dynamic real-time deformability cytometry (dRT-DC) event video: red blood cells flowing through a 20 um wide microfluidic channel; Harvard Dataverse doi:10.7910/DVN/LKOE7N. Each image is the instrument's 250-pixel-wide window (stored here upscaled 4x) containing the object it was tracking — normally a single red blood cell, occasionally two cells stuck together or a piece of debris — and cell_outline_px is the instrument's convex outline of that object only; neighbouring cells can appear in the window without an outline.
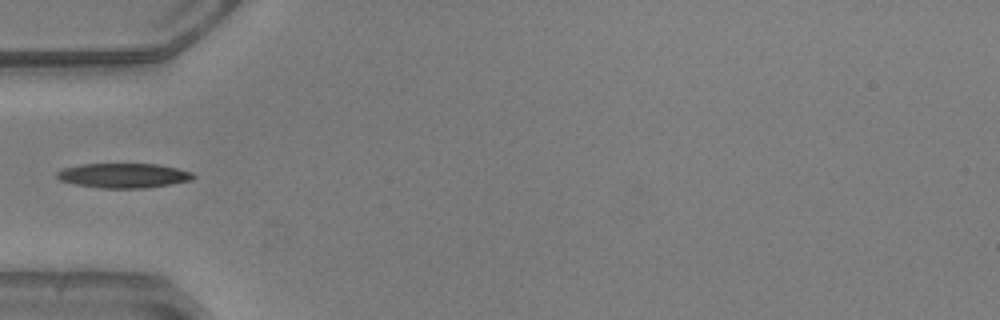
{"species": "common noctule bat (a hibernating species)", "species_latin": "Nyctalus noctula", "temperature_condition": "warm", "stored_images_in_passage": 35, "camera_frame_rate_fps": 3000, "um_per_image_px": 0.085, "animal": {"sex": "male", "body_mass_g": 20.5, "forearm_length_mm": 52.5}, "frame": {"image": 1, "passage_image": 1, "time_ms": 0.0, "image_size_px": [1000, 320], "cell_outline_px": [[196, 176], [192, 180], [144, 188], [100, 188], [76, 184], [60, 180], [56, 176], [56, 172], [64, 168], [80, 164], [156, 164], [176, 168], [192, 172]], "centroid_in_image_um": [10.49, 14.92], "position_along_channel_um": 74.5, "area_um2": 19.42}}
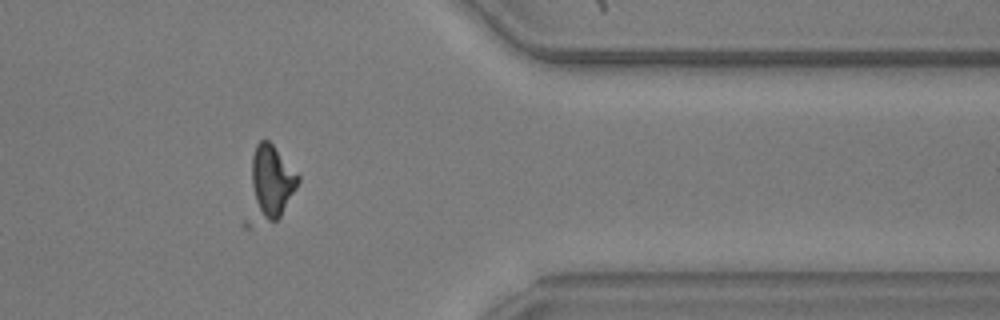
{"frame": {"image": 2, "passage_image": 26, "time_ms": 8.333, "image_size_px": [1000, 320], "cell_outline_px": [[300, 180], [296, 188], [280, 216], [276, 220], [248, 228], [244, 228], [244, 220], [252, 156], [256, 144], [260, 140], [268, 140], [272, 144], [300, 176]], "centroid_in_image_um": [22.83, 15.75], "position_along_channel_um": 388.6, "area_um2": 23.0}}
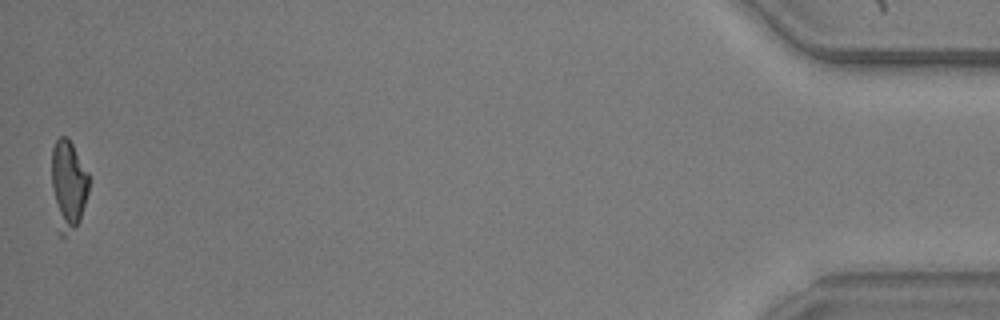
{"frame": {"image": 3, "passage_image": 35, "time_ms": 11.333, "image_size_px": [1000, 320], "cell_outline_px": [[88, 192], [80, 220], [64, 240], [56, 232], [52, 188], [52, 148], [56, 140], [60, 136], [68, 136], [88, 172]], "centroid_in_image_um": [5.77, 15.8], "position_along_channel_um": 429.4, "area_um2": 19.94}}